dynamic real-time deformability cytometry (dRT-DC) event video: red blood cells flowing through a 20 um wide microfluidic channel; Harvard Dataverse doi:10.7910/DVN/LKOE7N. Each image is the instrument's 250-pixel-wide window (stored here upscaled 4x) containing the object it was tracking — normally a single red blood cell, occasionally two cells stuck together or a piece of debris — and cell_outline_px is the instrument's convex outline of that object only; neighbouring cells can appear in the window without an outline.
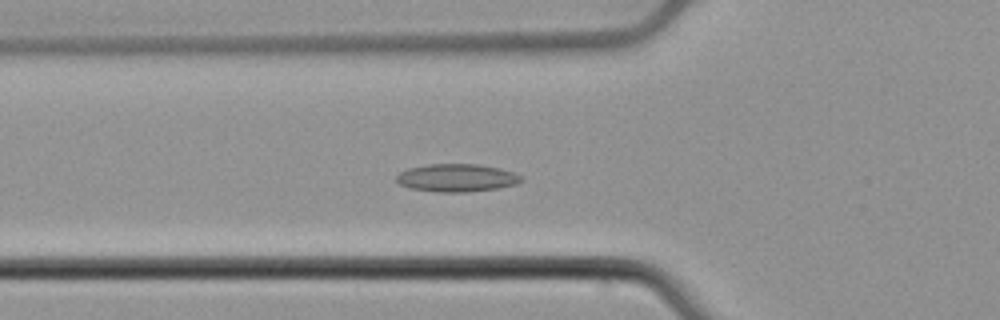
{"species": "common noctule bat (a hibernating species)", "species_latin": "Nyctalus noctula", "temperature_condition": "cold", "stored_images_in_passage": 46, "camera_frame_rate_fps": 3000, "um_per_image_px": 0.085, "animal": {"sex": "male", "body_mass_g": 21.5, "forearm_length_mm": 52.0}, "frame": {"image": 1, "passage_image": 10, "time_ms": 3.0, "image_size_px": [1000, 320], "cell_outline_px": [[524, 180], [516, 184], [500, 188], [468, 192], [436, 192], [408, 188], [400, 184], [396, 180], [396, 176], [400, 172], [408, 168], [428, 164], [476, 164], [496, 168], [512, 172], [524, 176]], "centroid_in_image_um": [38.82, 15.13], "position_along_channel_um": 87.0, "area_um2": 20.35}}
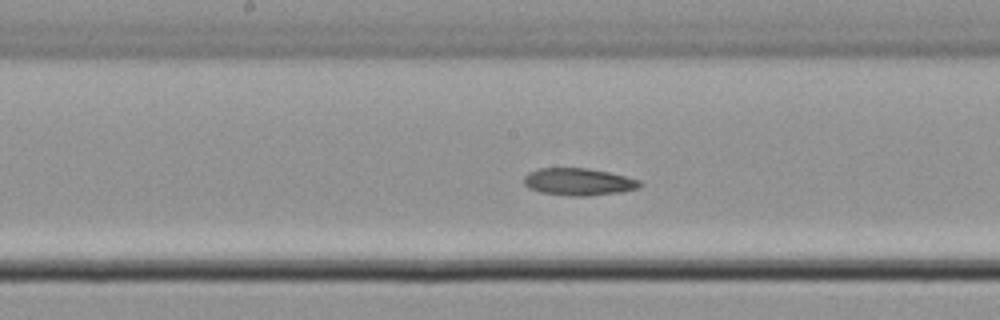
{"frame": {"image": 2, "passage_image": 19, "time_ms": 6.0, "image_size_px": [1000, 320], "cell_outline_px": [[644, 184], [640, 188], [620, 192], [588, 196], [568, 196], [540, 192], [528, 188], [524, 184], [524, 176], [528, 172], [540, 168], [588, 168], [608, 172], [640, 180]], "centroid_in_image_um": [49.18, 15.46], "position_along_channel_um": 199.0, "area_um2": 18.55}}
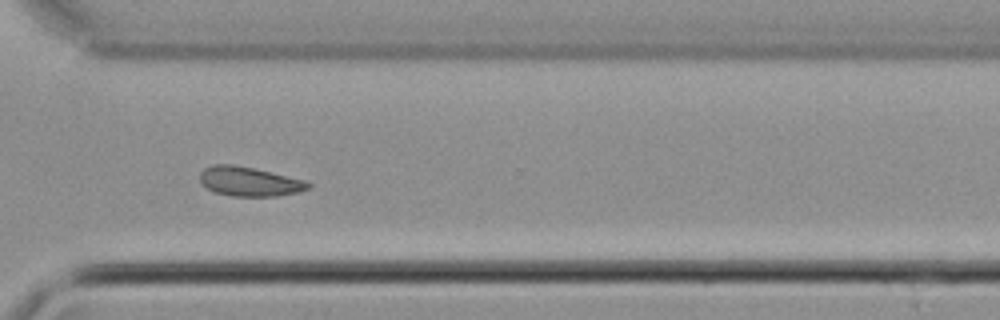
{"frame": {"image": 3, "passage_image": 31, "time_ms": 10.0, "image_size_px": [1000, 320], "cell_outline_px": [[312, 188], [300, 192], [276, 196], [232, 196], [216, 192], [200, 184], [200, 172], [204, 168], [212, 164], [232, 164], [252, 168], [304, 180], [312, 184]], "centroid_in_image_um": [21.19, 15.43], "position_along_channel_um": 349.4, "area_um2": 18.5}}